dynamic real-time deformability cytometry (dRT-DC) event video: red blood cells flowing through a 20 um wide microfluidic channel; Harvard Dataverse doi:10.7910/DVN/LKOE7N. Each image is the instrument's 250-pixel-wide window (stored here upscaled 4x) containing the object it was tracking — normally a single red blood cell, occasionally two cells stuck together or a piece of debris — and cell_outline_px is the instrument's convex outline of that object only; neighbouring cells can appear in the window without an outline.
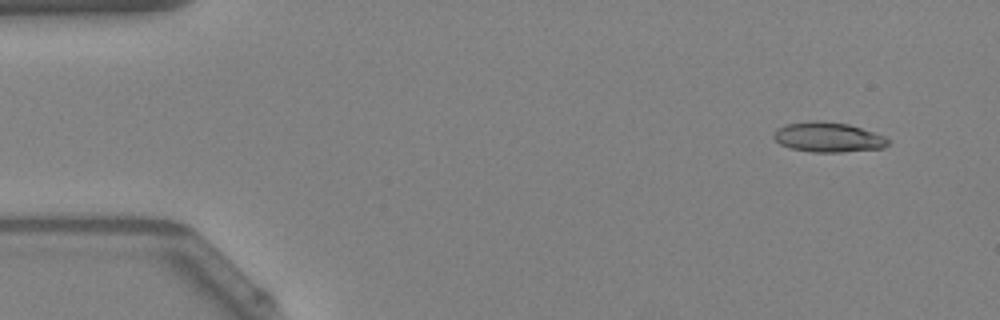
{"species": "Egyptian fruit bat (a non-hibernating species)", "species_latin": "Rousettus aegyptiacus", "temperature_condition": "warm", "stored_images_in_passage": 51, "camera_frame_rate_fps": 3000, "um_per_image_px": 0.085, "animal": {"sex": "female"}, "frame": {"image": 1, "passage_image": 4, "time_ms": 1.0, "image_size_px": [1000, 320], "cell_outline_px": [[892, 140], [884, 148], [840, 152], [812, 152], [792, 148], [780, 144], [772, 136], [772, 132], [776, 128], [784, 124], [808, 120], [820, 120], [848, 124], [884, 136]], "centroid_in_image_um": [70.35, 11.65], "position_along_channel_um": 14.6, "area_um2": 20.11}}
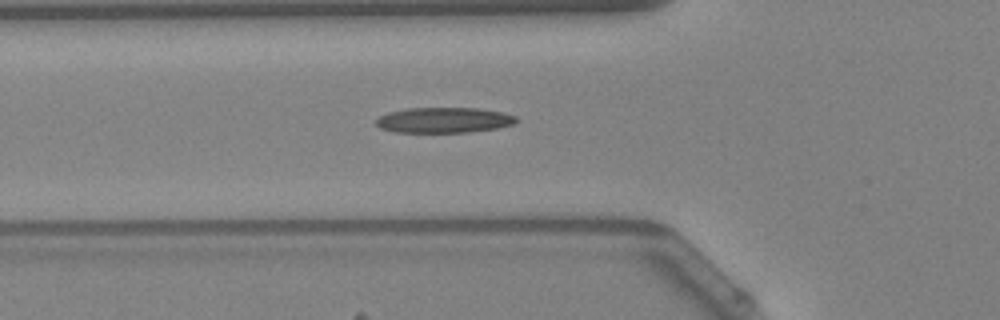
{"frame": {"image": 2, "passage_image": 18, "time_ms": 5.667, "image_size_px": [1000, 320], "cell_outline_px": [[520, 120], [516, 124], [496, 128], [468, 132], [396, 132], [380, 128], [376, 124], [376, 120], [380, 116], [388, 112], [408, 108], [476, 108], [504, 112], [516, 116]], "centroid_in_image_um": [37.78, 10.2], "position_along_channel_um": 88.0, "area_um2": 20.87}}
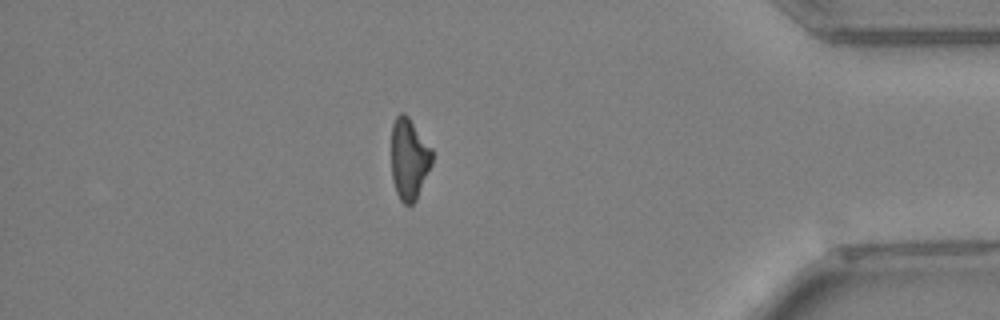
{"frame": {"image": 3, "passage_image": 44, "time_ms": 14.333, "image_size_px": [1000, 320], "cell_outline_px": [[432, 164], [416, 200], [412, 204], [404, 204], [400, 200], [396, 192], [392, 180], [392, 124], [396, 116], [400, 112], [404, 112], [408, 116], [432, 148]], "centroid_in_image_um": [34.77, 13.5], "position_along_channel_um": 400.4, "area_um2": 19.36}, "authors_computed_cell_mechanics": {"area_um2": 19.9988, "velocity_mm_per_s": 4.0497, "shape_relaxation_time_tau1_ms": 11.0029, "shape_relaxation_time_tau2_ms": null, "deformation_change_tau1": 0.2508, "deformation_change_tau2": null}}